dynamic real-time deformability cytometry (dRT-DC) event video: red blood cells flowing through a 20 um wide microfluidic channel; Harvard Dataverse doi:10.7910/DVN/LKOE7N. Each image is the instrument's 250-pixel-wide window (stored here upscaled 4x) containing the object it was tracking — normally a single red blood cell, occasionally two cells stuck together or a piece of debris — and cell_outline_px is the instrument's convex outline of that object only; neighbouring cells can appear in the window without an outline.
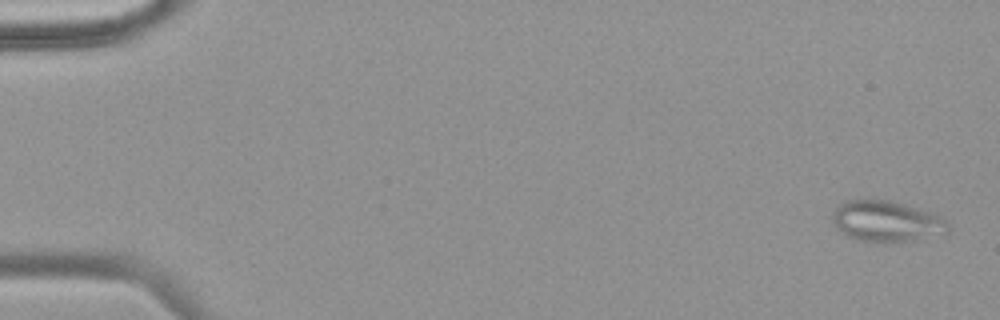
{"species": "common noctule bat (a hibernating species)", "species_latin": "Nyctalus noctula", "temperature_condition": "warm", "stored_images_in_passage": 49, "camera_frame_rate_fps": 3000, "um_per_image_px": 0.085, "animal": {"sex": "female", "body_mass_g": 18.4}, "frame": {"image": 1, "passage_image": 2, "time_ms": 0.333, "image_size_px": [1000, 320], "cell_outline_px": [[948, 232], [904, 240], [860, 240], [848, 236], [836, 224], [832, 216], [832, 212], [840, 204], [848, 200], [888, 200], [928, 212], [944, 220], [948, 224]], "centroid_in_image_um": [75.3, 18.77], "position_along_channel_um": 9.7, "area_um2": 25.84}}
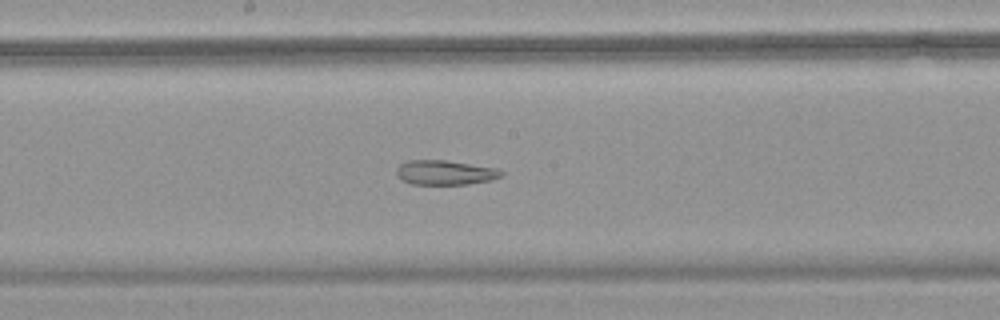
{"frame": {"image": 2, "passage_image": 27, "time_ms": 8.667, "image_size_px": [1000, 320], "cell_outline_px": [[504, 176], [492, 180], [468, 184], [412, 184], [404, 180], [396, 172], [396, 168], [400, 164], [408, 160], [444, 160], [496, 168], [504, 172]], "centroid_in_image_um": [37.87, 14.66], "position_along_channel_um": 210.3, "area_um2": 14.91}}
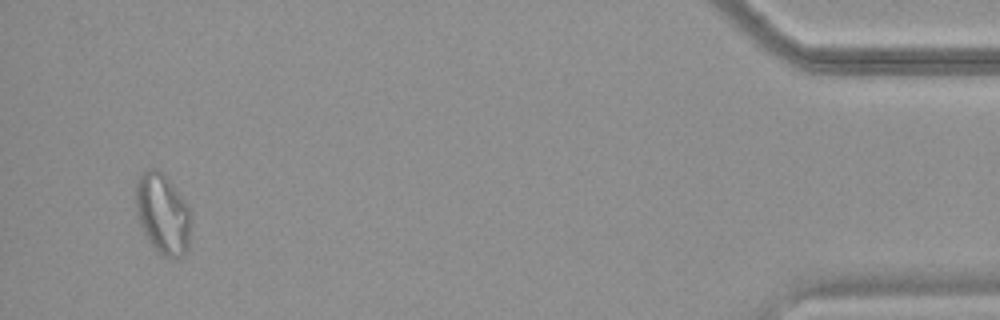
{"frame": {"image": 3, "passage_image": 47, "time_ms": 15.333, "image_size_px": [1000, 320], "cell_outline_px": [[188, 248], [176, 260], [164, 256], [152, 244], [144, 232], [140, 224], [136, 212], [136, 180], [148, 168], [160, 168], [188, 204]], "centroid_in_image_um": [13.8, 18.12], "position_along_channel_um": 421.4, "area_um2": 25.43}}